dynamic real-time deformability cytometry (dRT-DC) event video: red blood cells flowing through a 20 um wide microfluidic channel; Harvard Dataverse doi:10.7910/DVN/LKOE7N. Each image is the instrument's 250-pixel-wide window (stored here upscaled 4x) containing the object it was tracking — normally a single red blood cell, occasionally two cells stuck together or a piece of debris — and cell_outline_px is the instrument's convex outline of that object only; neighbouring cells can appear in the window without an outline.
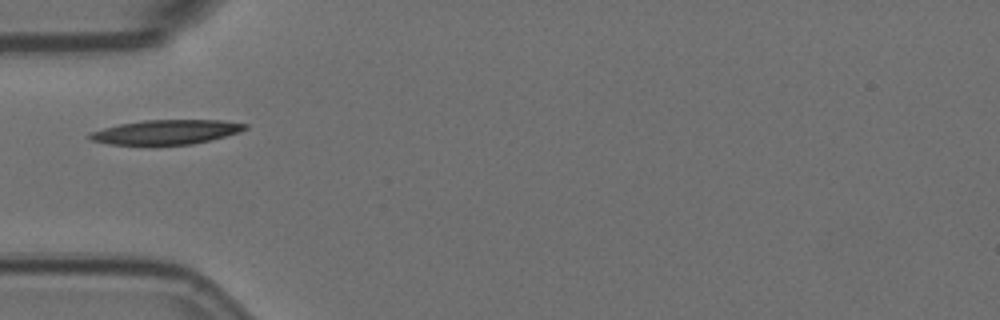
{"species": "Egyptian fruit bat (a non-hibernating species)", "species_latin": "Rousettus aegyptiacus", "temperature_condition": "room temperature", "stored_images_in_passage": 13, "camera_frame_rate_fps": 3000, "um_per_image_px": 0.085, "animal": {"sex": "female"}, "frame": {"image": 1, "passage_image": 3, "time_ms": 0.667, "image_size_px": [1000, 320], "cell_outline_px": [[248, 128], [240, 132], [192, 144], [108, 144], [92, 140], [88, 136], [88, 132], [120, 124], [144, 120], [224, 120], [248, 124]], "centroid_in_image_um": [14.14, 11.21], "position_along_channel_um": 70.9, "area_um2": 21.91}}
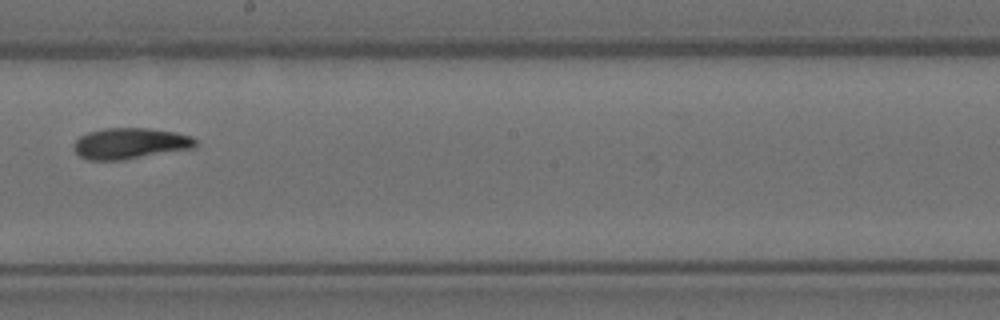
{"frame": {"image": 2, "passage_image": 7, "time_ms": 2.0, "image_size_px": [1000, 320], "cell_outline_px": [[196, 148], [120, 160], [88, 160], [80, 156], [72, 148], [72, 144], [80, 136], [88, 132], [104, 128], [148, 128], [176, 132], [192, 136], [196, 140]], "centroid_in_image_um": [11.06, 12.19], "position_along_channel_um": 237.1, "area_um2": 22.14}}
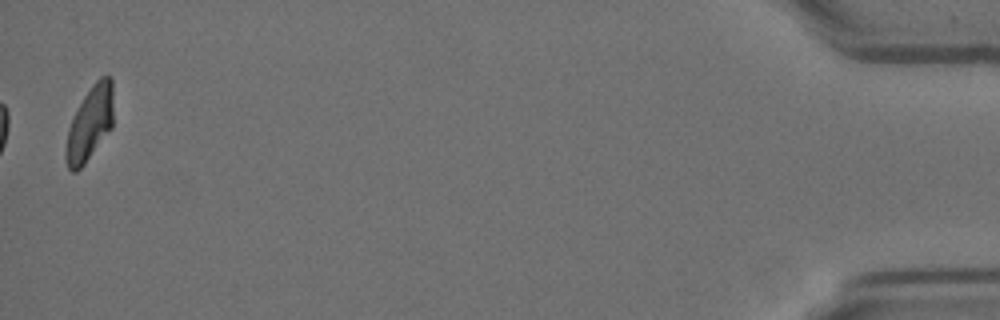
{"frame": {"image": 3, "passage_image": 13, "time_ms": 4.0, "image_size_px": [1000, 320], "cell_outline_px": [[112, 128], [84, 164], [76, 172], [72, 172], [68, 168], [64, 156], [64, 152], [68, 128], [84, 96], [92, 84], [100, 76], [112, 76]], "centroid_in_image_um": [7.62, 10.51], "position_along_channel_um": 427.6, "area_um2": 20.4}}